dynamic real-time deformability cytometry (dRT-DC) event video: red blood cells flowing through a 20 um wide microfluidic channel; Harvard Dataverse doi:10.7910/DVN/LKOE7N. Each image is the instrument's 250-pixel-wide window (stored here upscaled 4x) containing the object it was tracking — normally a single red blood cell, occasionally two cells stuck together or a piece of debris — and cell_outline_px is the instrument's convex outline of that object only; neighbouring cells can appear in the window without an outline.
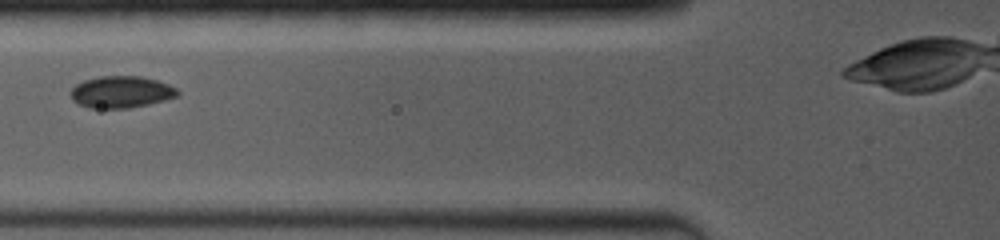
{"species": "common noctule bat (a hibernating species)", "species_latin": "Nyctalus noctula", "temperature_condition": "room temperature", "stored_images_in_passage": 10, "camera_frame_rate_fps": 4000, "um_per_image_px": 0.085, "animal": {"sex": "female", "body_mass_g": 19.0, "forearm_length_mm": 53.3}, "frame": {"image": 1, "passage_image": 4, "time_ms": 2.75, "image_size_px": [1000, 240], "cell_outline_px": [[180, 92], [176, 96], [164, 100], [148, 104], [128, 108], [88, 108], [72, 100], [68, 92], [76, 84], [84, 80], [100, 76], [140, 76], [156, 80], [168, 84], [176, 88]], "centroid_in_image_um": [10.26, 7.82], "position_along_channel_um": 115.5, "area_um2": 19.83}}
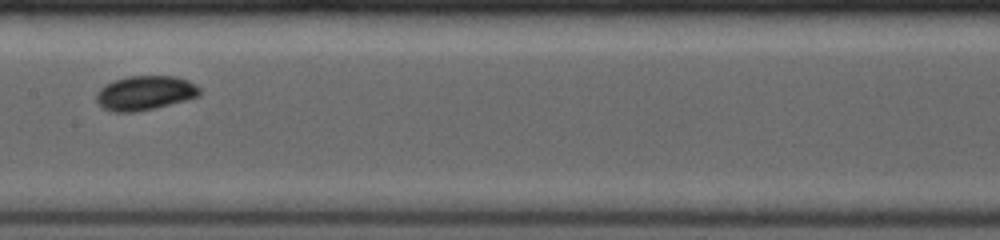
{"frame": {"image": 2, "passage_image": 6, "time_ms": 4.75, "image_size_px": [1000, 240], "cell_outline_px": [[200, 96], [156, 108], [132, 112], [112, 112], [104, 108], [96, 100], [96, 92], [104, 84], [112, 80], [128, 76], [176, 76], [188, 80], [196, 84], [200, 88]], "centroid_in_image_um": [12.32, 7.89], "position_along_channel_um": 195.1, "area_um2": 20.87}}
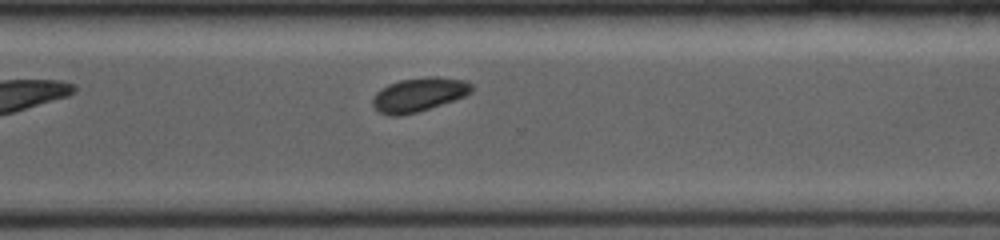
{"frame": {"image": 3, "passage_image": 10, "time_ms": 8.25, "image_size_px": [1000, 240], "cell_outline_px": [[472, 92], [464, 96], [416, 112], [400, 116], [388, 116], [376, 112], [372, 104], [372, 100], [376, 92], [388, 84], [400, 80], [432, 76], [436, 76], [464, 80], [472, 84]], "centroid_in_image_um": [35.55, 8.05], "position_along_channel_um": 335.1, "area_um2": 19.48}}